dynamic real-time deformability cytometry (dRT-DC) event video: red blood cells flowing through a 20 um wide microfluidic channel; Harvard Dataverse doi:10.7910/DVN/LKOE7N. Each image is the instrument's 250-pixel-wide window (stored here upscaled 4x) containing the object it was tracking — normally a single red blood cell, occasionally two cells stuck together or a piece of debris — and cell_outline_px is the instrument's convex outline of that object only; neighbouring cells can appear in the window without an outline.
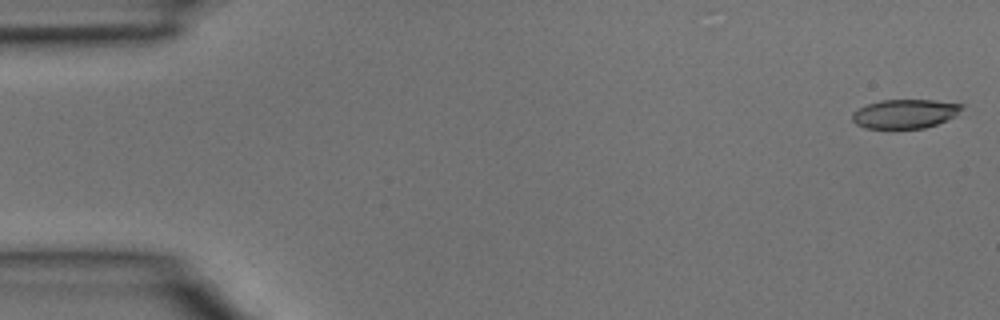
{"species": "common noctule bat (a hibernating species)", "species_latin": "Nyctalus noctula", "temperature_condition": "room temperature", "stored_images_in_passage": 5, "camera_frame_rate_fps": 3000, "um_per_image_px": 0.085, "animal": {"sex": "male", "body_mass_g": 15.6}, "frame": {"image": 1, "passage_image": 1, "time_ms": 0.0, "image_size_px": [1000, 320], "cell_outline_px": [[964, 108], [956, 116], [936, 124], [924, 128], [864, 128], [856, 124], [852, 120], [852, 112], [868, 104], [880, 100], [932, 100], [964, 104]], "centroid_in_image_um": [76.94, 9.67], "position_along_channel_um": 8.1, "area_um2": 18.55}}